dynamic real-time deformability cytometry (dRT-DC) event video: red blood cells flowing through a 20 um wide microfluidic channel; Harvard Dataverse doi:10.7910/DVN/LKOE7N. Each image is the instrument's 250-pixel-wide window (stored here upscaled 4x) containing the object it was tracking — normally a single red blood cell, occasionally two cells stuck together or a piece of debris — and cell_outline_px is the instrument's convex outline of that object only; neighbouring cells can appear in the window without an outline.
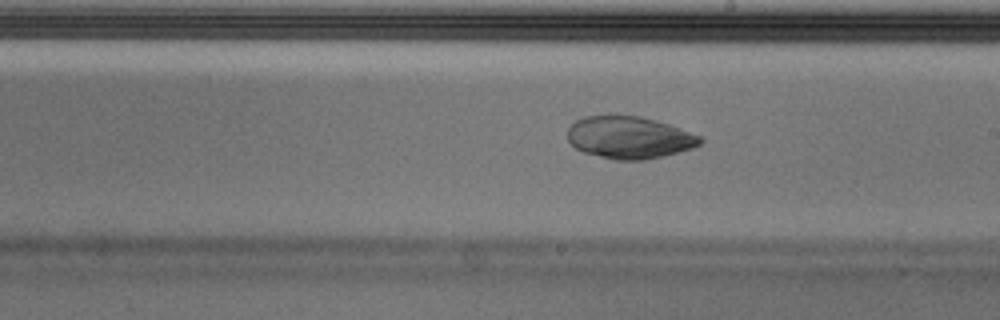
{"species": "Egyptian fruit bat (a non-hibernating species)", "species_latin": "Rousettus aegyptiacus", "temperature_condition": "cold", "stored_images_in_passage": 34, "camera_frame_rate_fps": 3000, "um_per_image_px": 0.085, "animal": {"sex": "male"}, "frame": {"image": 1, "passage_image": 15, "time_ms": 4.667, "image_size_px": [1000, 320], "cell_outline_px": [[704, 140], [700, 144], [692, 148], [664, 156], [644, 160], [616, 160], [584, 152], [576, 148], [568, 140], [568, 128], [576, 120], [584, 116], [608, 112], [640, 116], [656, 120], [680, 128], [700, 136]], "centroid_in_image_um": [53.46, 11.64], "position_along_channel_um": 235.5, "area_um2": 33.23}}